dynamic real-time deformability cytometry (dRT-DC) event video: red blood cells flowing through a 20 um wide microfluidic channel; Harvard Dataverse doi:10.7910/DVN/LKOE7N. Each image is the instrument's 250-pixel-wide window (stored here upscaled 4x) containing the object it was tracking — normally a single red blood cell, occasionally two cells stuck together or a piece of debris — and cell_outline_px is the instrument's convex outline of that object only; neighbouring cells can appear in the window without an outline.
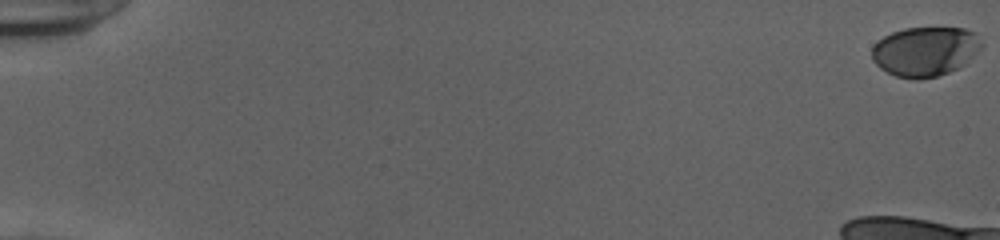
{"species": "human", "species_latin": "Homo sapiens", "temperature_condition": "cold", "stored_images_in_passage": 19, "camera_frame_rate_fps": 3000, "um_per_image_px": 0.085, "donor": {"sex": "female"}, "frame": {"image": 1, "passage_image": 1, "time_ms": 0.0, "image_size_px": [1000, 240], "cell_outline_px": [[984, 44], [964, 64], [948, 72], [936, 76], [920, 80], [916, 80], [896, 76], [880, 68], [872, 60], [872, 44], [876, 40], [892, 32], [904, 28], [964, 28], [976, 32]], "centroid_in_image_um": [78.61, 4.36], "position_along_channel_um": 6.4, "area_um2": 31.79}}
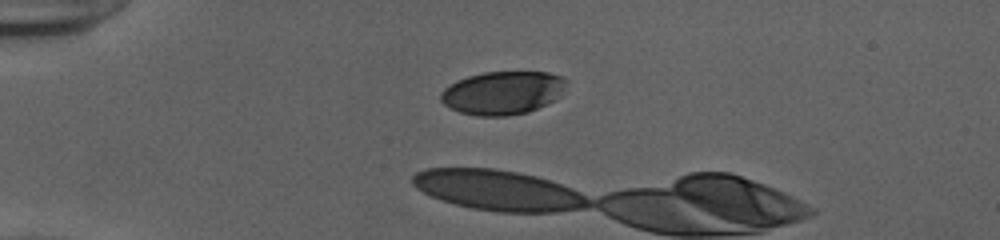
{"frame": {"image": 2, "passage_image": 16, "time_ms": 5.0, "image_size_px": [1000, 240], "cell_outline_px": [[568, 80], [560, 96], [556, 100], [548, 104], [528, 112], [504, 116], [476, 116], [460, 112], [444, 104], [440, 100], [440, 92], [444, 88], [456, 80], [468, 76], [484, 72], [548, 72], [560, 76]], "centroid_in_image_um": [42.73, 7.89], "position_along_channel_um": 42.3, "area_um2": 31.85}}